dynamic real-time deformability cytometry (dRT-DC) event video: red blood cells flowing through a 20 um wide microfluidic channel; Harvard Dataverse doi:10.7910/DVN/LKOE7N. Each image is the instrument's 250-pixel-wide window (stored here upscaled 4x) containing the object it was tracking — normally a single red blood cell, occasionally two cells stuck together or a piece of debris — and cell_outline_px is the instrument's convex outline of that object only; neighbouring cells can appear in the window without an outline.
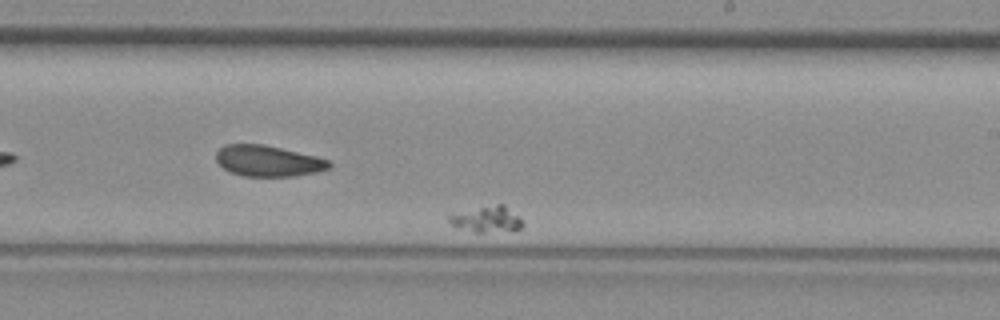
{"species": "common noctule bat (a hibernating species)", "species_latin": "Nyctalus noctula", "temperature_condition": "room temperature", "stored_images_in_passage": 40, "camera_frame_rate_fps": 3000, "um_per_image_px": 0.085, "animal": {"sex": "female", "body_mass_g": 29.2, "forearm_length_mm": 56.3}, "frame": {"image": 1, "passage_image": 24, "time_ms": 7.667, "image_size_px": [1000, 320], "cell_outline_px": [[524, 224], [520, 228], [512, 232], [476, 232], [456, 228], [448, 224], [448, 212], [496, 204], [504, 204]], "centroid_in_image_um": [41.27, 18.64], "position_along_channel_um": 247.7, "area_um2": 11.62}}
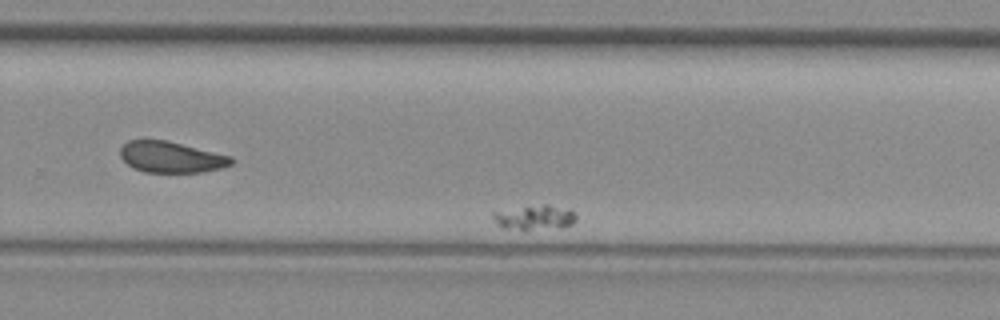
{"frame": {"image": 2, "passage_image": 27, "time_ms": 8.667, "image_size_px": [1000, 320], "cell_outline_px": [[576, 220], [572, 224], [528, 228], [504, 228], [496, 224], [492, 216], [492, 212], [544, 204], [548, 204], [572, 212], [576, 216]], "centroid_in_image_um": [45.36, 18.45], "position_along_channel_um": 284.4, "area_um2": 10.92}}
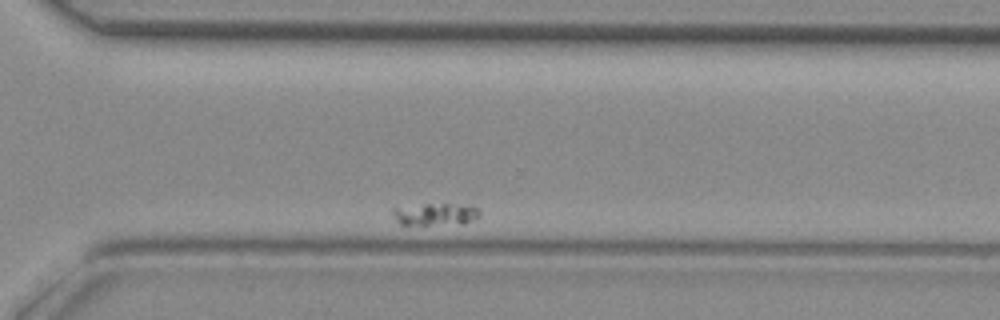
{"frame": {"image": 3, "passage_image": 31, "time_ms": 10.0, "image_size_px": [1000, 320], "cell_outline_px": [[480, 212], [476, 216], [464, 224], [400, 224], [396, 220], [392, 212], [392, 208], [424, 204], [472, 204]], "centroid_in_image_um": [37.01, 18.19], "position_along_channel_um": 333.6, "area_um2": 11.1}}